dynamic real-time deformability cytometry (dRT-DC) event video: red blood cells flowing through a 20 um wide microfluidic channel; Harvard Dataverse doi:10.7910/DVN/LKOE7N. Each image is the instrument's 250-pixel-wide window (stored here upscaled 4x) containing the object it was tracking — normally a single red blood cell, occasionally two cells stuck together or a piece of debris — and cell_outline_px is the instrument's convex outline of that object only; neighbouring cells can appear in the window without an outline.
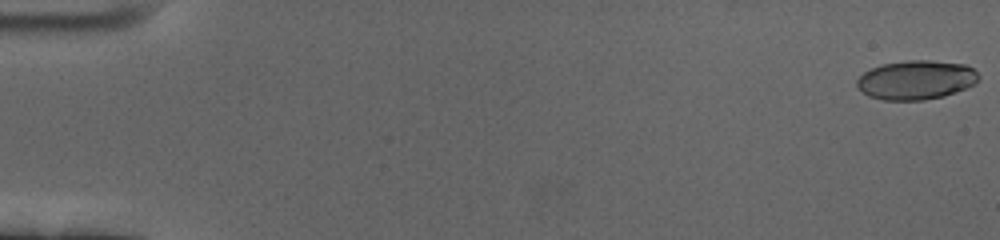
{"species": "human", "species_latin": "Homo sapiens", "temperature_condition": "cold", "stored_images_in_passage": 60, "camera_frame_rate_fps": 3000, "um_per_image_px": 0.085, "donor": {"sex": "female"}, "frame": {"image": 1, "passage_image": 1, "time_ms": 0.0, "image_size_px": [1000, 240], "cell_outline_px": [[980, 76], [976, 84], [956, 92], [944, 96], [924, 100], [884, 100], [868, 96], [856, 88], [856, 80], [864, 72], [872, 68], [884, 64], [904, 60], [928, 60], [964, 64], [972, 68]], "centroid_in_image_um": [77.86, 6.8], "position_along_channel_um": 7.1, "area_um2": 27.92}}
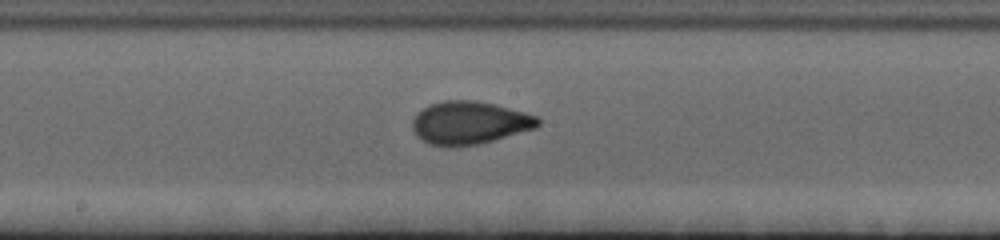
{"frame": {"image": 2, "passage_image": 33, "time_ms": 10.667, "image_size_px": [1000, 240], "cell_outline_px": [[540, 124], [536, 128], [492, 140], [476, 144], [448, 148], [428, 144], [416, 136], [412, 128], [412, 120], [428, 104], [444, 100], [476, 100], [540, 116]], "centroid_in_image_um": [39.88, 10.44], "position_along_channel_um": 208.3, "area_um2": 31.44}}
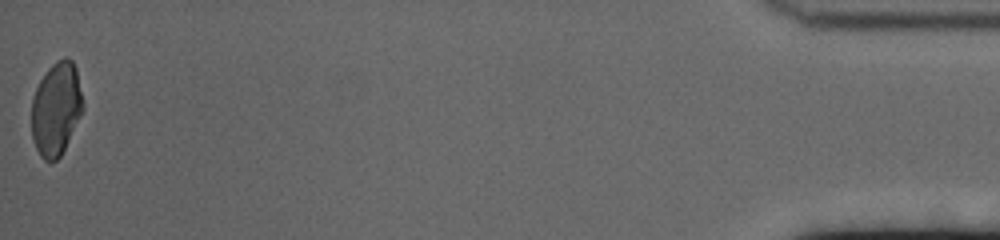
{"frame": {"image": 3, "passage_image": 60, "time_ms": 19.667, "image_size_px": [1000, 240], "cell_outline_px": [[84, 108], [60, 156], [56, 160], [44, 160], [40, 156], [36, 148], [32, 136], [32, 100], [36, 88], [40, 80], [48, 68], [56, 60], [64, 56], [68, 56], [72, 60], [76, 68], [84, 104]], "centroid_in_image_um": [4.78, 9.2], "position_along_channel_um": 430.4, "area_um2": 27.8}, "authors_computed_cell_mechanics": {"area_um2": 29.0445, "velocity_mm_per_s": 3.4566, "shape_relaxation_time_tau1_ms": 3.9785, "shape_relaxation_time_tau2_ms": 1.0615, "deformation_change_tau1": 0.1647, "deformation_change_tau2": 0.0612}}